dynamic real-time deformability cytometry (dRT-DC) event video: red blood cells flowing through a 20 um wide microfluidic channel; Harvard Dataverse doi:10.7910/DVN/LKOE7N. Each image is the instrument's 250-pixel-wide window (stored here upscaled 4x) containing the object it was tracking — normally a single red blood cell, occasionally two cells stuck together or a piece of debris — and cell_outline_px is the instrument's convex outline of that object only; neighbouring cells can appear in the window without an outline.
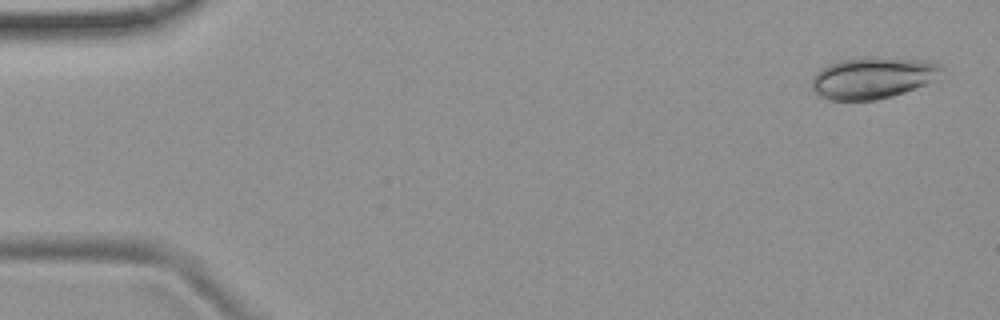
{"species": "common noctule bat (a hibernating species)", "species_latin": "Nyctalus noctula", "temperature_condition": "room temperature", "stored_images_in_passage": 51, "camera_frame_rate_fps": 3000, "um_per_image_px": 0.085, "animal": {"sex": "female", "body_mass_g": 19.9}, "frame": {"image": 1, "passage_image": 1, "time_ms": 0.0, "image_size_px": [1000, 320], "cell_outline_px": [[944, 68], [932, 80], [924, 84], [904, 92], [892, 96], [876, 100], [828, 100], [820, 96], [812, 88], [812, 76], [820, 68], [828, 64], [840, 60], [864, 56], [876, 56], [928, 60], [940, 64]], "centroid_in_image_um": [74.15, 6.59], "position_along_channel_um": 10.9, "area_um2": 31.67}}
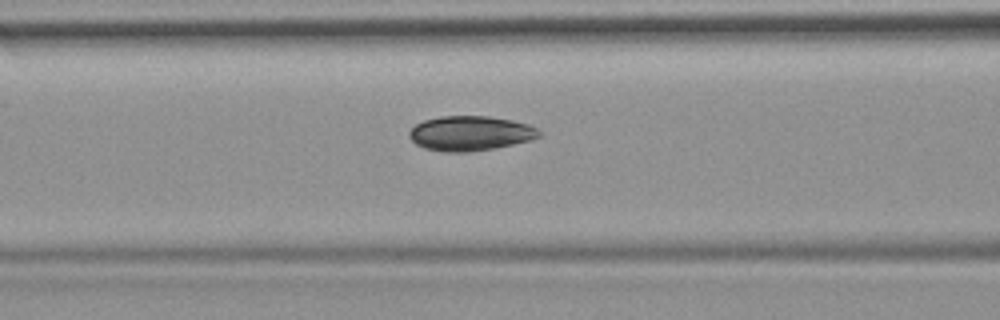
{"frame": {"image": 2, "passage_image": 20, "time_ms": 6.333, "image_size_px": [1000, 320], "cell_outline_px": [[544, 136], [532, 140], [496, 148], [468, 152], [444, 152], [424, 148], [416, 144], [408, 136], [408, 132], [416, 124], [424, 120], [440, 116], [488, 116], [512, 120], [528, 124], [544, 132]], "centroid_in_image_um": [40.02, 11.34], "position_along_channel_um": 126.6, "area_um2": 26.65}}
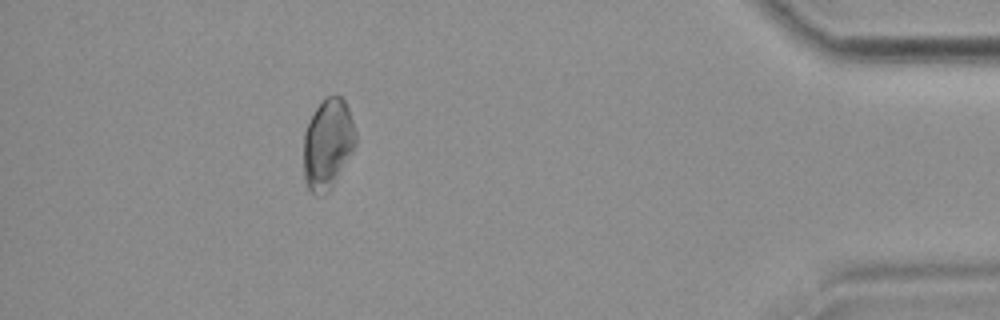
{"frame": {"image": 3, "passage_image": 46, "time_ms": 15.0, "image_size_px": [1000, 320], "cell_outline_px": [[356, 144], [352, 152], [336, 180], [328, 192], [320, 196], [316, 196], [308, 188], [304, 180], [304, 132], [316, 108], [328, 96], [340, 96], [344, 100], [348, 108], [356, 132]], "centroid_in_image_um": [27.86, 12.27], "position_along_channel_um": 407.3, "area_um2": 27.17}, "authors_computed_cell_mechanics": {"area_um2": 26.877, "velocity_mm_per_s": 3.8194, "shape_relaxation_time_tau1_ms": 4.0948, "shape_relaxation_time_tau2_ms": 1.5969, "deformation_change_tau1": 0.1127, "deformation_change_tau2": 0.0645}}